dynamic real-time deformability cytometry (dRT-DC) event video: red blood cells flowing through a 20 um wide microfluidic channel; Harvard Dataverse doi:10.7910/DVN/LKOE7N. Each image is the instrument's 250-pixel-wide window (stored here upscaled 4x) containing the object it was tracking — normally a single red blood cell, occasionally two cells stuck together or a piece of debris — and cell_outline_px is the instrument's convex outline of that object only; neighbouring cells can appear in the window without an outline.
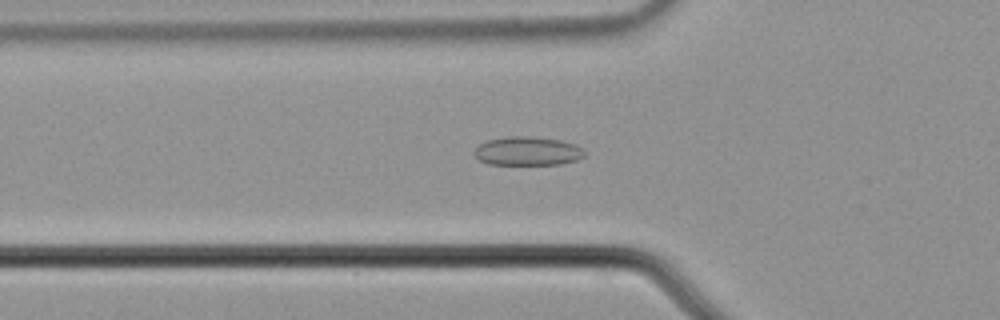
{"species": "common noctule bat (a hibernating species)", "species_latin": "Nyctalus noctula", "temperature_condition": "cold", "stored_images_in_passage": 56, "camera_frame_rate_fps": 3000, "um_per_image_px": 0.085, "animal": {"sex": "male", "body_mass_g": 21.5, "forearm_length_mm": 52.0}, "frame": {"image": 1, "passage_image": 20, "time_ms": 6.333, "image_size_px": [1000, 320], "cell_outline_px": [[584, 156], [576, 160], [560, 164], [488, 164], [480, 160], [472, 152], [480, 144], [488, 140], [508, 136], [532, 136], [560, 140], [576, 144], [584, 152]], "centroid_in_image_um": [44.83, 12.83], "position_along_channel_um": 81.0, "area_um2": 18.38}}
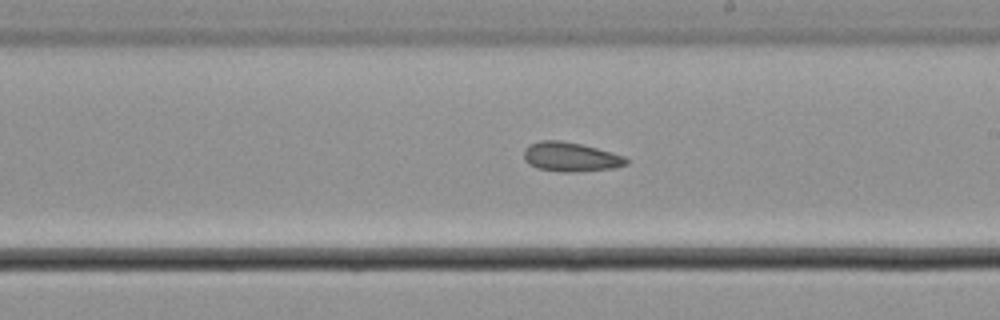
{"frame": {"image": 2, "passage_image": 33, "time_ms": 10.667, "image_size_px": [1000, 320], "cell_outline_px": [[628, 164], [616, 168], [572, 172], [560, 172], [536, 168], [528, 164], [524, 160], [524, 148], [528, 144], [540, 140], [560, 140], [580, 144], [596, 148], [624, 156], [628, 160]], "centroid_in_image_um": [48.46, 13.34], "position_along_channel_um": 240.5, "area_um2": 17.63}}
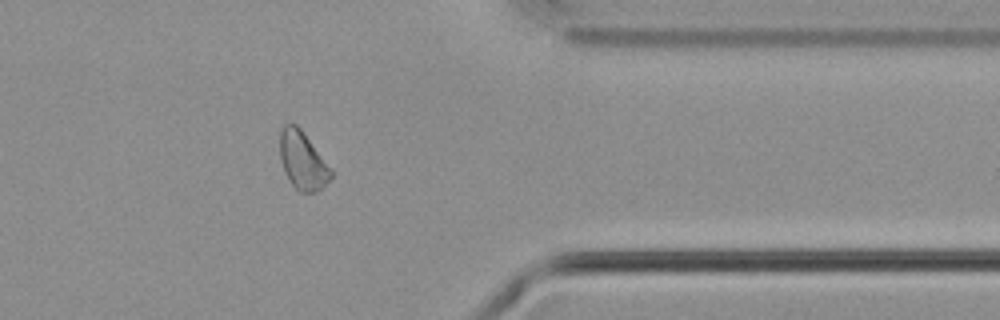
{"frame": {"image": 3, "passage_image": 46, "time_ms": 15.0, "image_size_px": [1000, 320], "cell_outline_px": [[332, 176], [316, 192], [300, 192], [292, 184], [284, 172], [280, 156], [280, 132], [284, 124], [296, 124], [300, 128], [332, 168]], "centroid_in_image_um": [25.72, 13.63], "position_along_channel_um": 385.7, "area_um2": 17.05}, "authors_computed_cell_mechanics": {"area_um2": 18.2648, "velocity_mm_per_s": 3.6831, "shape_relaxation_time_tau1_ms": null, "shape_relaxation_time_tau2_ms": 1.6899, "deformation_change_tau1": null, "deformation_change_tau2": 0.0722}}